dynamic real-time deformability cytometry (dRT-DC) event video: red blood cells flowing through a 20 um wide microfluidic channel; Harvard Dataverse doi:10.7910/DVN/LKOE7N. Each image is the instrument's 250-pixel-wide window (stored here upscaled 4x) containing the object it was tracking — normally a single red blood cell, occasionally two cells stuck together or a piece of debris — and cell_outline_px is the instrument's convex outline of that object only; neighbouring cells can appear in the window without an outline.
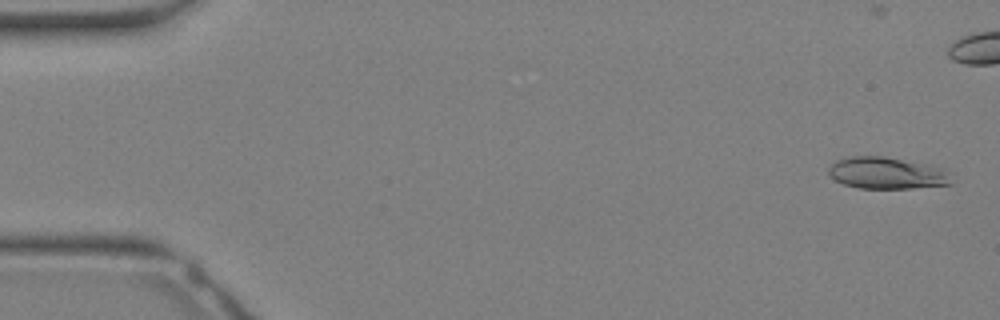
{"species": "Egyptian fruit bat (a non-hibernating species)", "species_latin": "Rousettus aegyptiacus", "temperature_condition": "warm", "stored_images_in_passage": 33, "camera_frame_rate_fps": 3000, "um_per_image_px": 0.085, "animal": {"sex": "female"}, "frame": {"image": 1, "passage_image": 1, "time_ms": 0.0, "image_size_px": [1000, 320], "cell_outline_px": [[952, 184], [912, 188], [860, 188], [844, 184], [836, 180], [828, 172], [828, 168], [836, 160], [852, 156], [884, 156], [928, 164], [944, 172]], "centroid_in_image_um": [75.3, 14.7], "position_along_channel_um": 9.7, "area_um2": 22.2}}
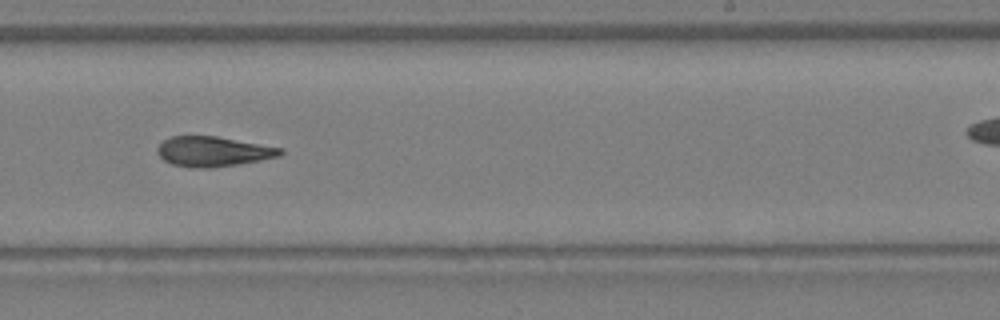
{"frame": {"image": 2, "passage_image": 20, "time_ms": 6.333, "image_size_px": [1000, 320], "cell_outline_px": [[284, 152], [280, 156], [260, 160], [212, 168], [192, 168], [172, 164], [164, 160], [156, 152], [156, 148], [164, 140], [172, 136], [216, 136], [284, 148]], "centroid_in_image_um": [18.12, 12.88], "position_along_channel_um": 270.9, "area_um2": 21.5}}
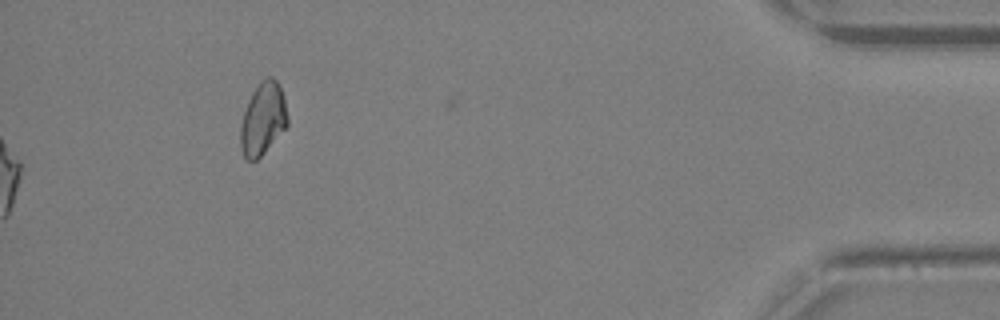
{"frame": {"image": 3, "passage_image": 33, "time_ms": 10.667, "image_size_px": [1000, 320], "cell_outline_px": [[288, 124], [264, 152], [256, 160], [248, 160], [244, 156], [240, 148], [240, 124], [248, 100], [252, 92], [260, 80], [268, 76], [272, 76], [280, 84], [284, 96], [288, 116]], "centroid_in_image_um": [22.34, 10.06], "position_along_channel_um": 412.9, "area_um2": 19.94}}